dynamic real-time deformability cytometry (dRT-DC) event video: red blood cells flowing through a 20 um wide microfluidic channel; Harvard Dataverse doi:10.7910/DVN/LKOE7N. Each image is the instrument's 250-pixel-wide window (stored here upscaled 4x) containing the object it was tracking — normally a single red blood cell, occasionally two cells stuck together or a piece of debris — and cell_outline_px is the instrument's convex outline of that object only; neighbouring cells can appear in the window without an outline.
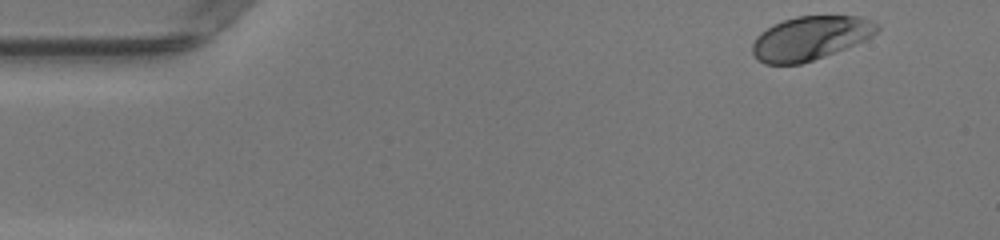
{"species": "human", "species_latin": "Homo sapiens", "temperature_condition": "warm", "stored_images_in_passage": 47, "camera_frame_rate_fps": 3000, "um_per_image_px": 0.085, "donor": {"sex": "female"}, "frame": {"image": 1, "passage_image": 1, "time_ms": 0.0, "image_size_px": [1000, 240], "cell_outline_px": [[880, 28], [872, 36], [864, 40], [824, 56], [800, 64], [764, 64], [756, 60], [752, 52], [752, 44], [756, 36], [760, 32], [772, 24], [796, 16], [860, 16], [880, 24]], "centroid_in_image_um": [68.84, 3.23], "position_along_channel_um": 16.2, "area_um2": 31.85}}
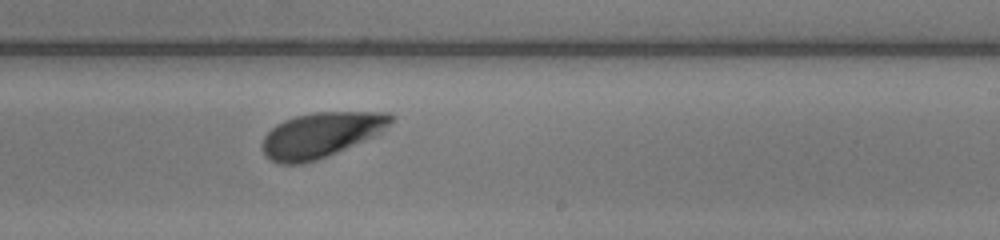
{"frame": {"image": 2, "passage_image": 27, "time_ms": 8.667, "image_size_px": [1000, 240], "cell_outline_px": [[396, 116], [376, 136], [316, 160], [300, 164], [276, 164], [264, 156], [264, 136], [276, 124], [284, 120], [296, 116], [316, 112], [388, 112]], "centroid_in_image_um": [27.28, 11.47], "position_along_channel_um": 261.7, "area_um2": 33.52}}
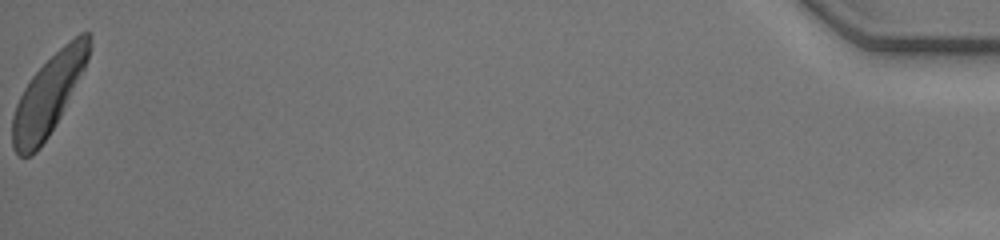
{"frame": {"image": 3, "passage_image": 47, "time_ms": 15.333, "image_size_px": [1000, 240], "cell_outline_px": [[92, 36], [88, 60], [56, 124], [40, 148], [32, 156], [20, 156], [12, 148], [12, 116], [16, 104], [24, 88], [32, 76], [64, 44], [80, 32], [88, 32]], "centroid_in_image_um": [4.1, 8.09], "position_along_channel_um": 431.1, "area_um2": 34.91}, "authors_computed_cell_mechanics": {"area_um2": 33.6396, "velocity_mm_per_s": 4.1173, "shape_relaxation_time_tau1_ms": 1.4638, "shape_relaxation_time_tau2_ms": null, "deformation_change_tau1": 0.107, "deformation_change_tau2": null}}